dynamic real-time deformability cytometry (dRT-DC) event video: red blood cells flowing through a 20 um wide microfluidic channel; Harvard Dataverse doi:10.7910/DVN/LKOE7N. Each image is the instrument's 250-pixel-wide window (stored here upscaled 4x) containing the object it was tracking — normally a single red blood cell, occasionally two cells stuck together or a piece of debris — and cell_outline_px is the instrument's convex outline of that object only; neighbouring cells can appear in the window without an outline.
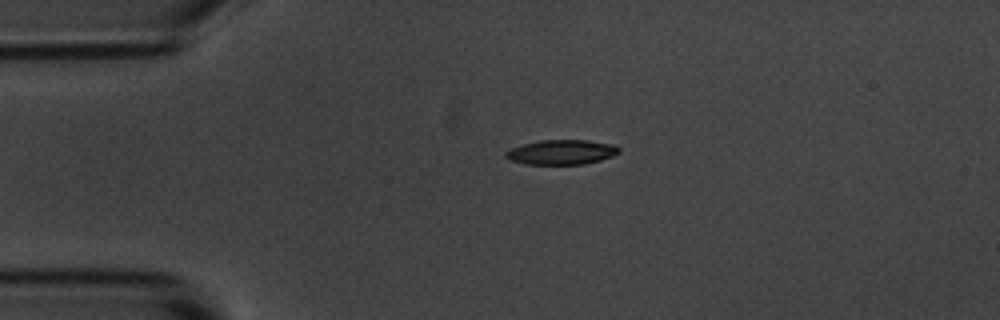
{"species": "common noctule bat (a hibernating species)", "species_latin": "Nyctalus noctula", "temperature_condition": "room temperature", "stored_images_in_passage": 2, "camera_frame_rate_fps": 3000, "um_per_image_px": 0.085, "animal": {"sex": "male", "body_mass_g": 20.1, "forearm_length_mm": 53.5}, "frame": {"image": 1, "passage_image": 1, "time_ms": 0.0, "image_size_px": [1000, 320], "cell_outline_px": [[620, 152], [612, 156], [600, 160], [584, 164], [524, 164], [512, 160], [504, 156], [504, 152], [512, 148], [524, 144], [540, 140], [588, 140], [612, 144], [620, 148]], "centroid_in_image_um": [47.74, 12.93], "position_along_channel_um": 37.3, "area_um2": 16.24}}